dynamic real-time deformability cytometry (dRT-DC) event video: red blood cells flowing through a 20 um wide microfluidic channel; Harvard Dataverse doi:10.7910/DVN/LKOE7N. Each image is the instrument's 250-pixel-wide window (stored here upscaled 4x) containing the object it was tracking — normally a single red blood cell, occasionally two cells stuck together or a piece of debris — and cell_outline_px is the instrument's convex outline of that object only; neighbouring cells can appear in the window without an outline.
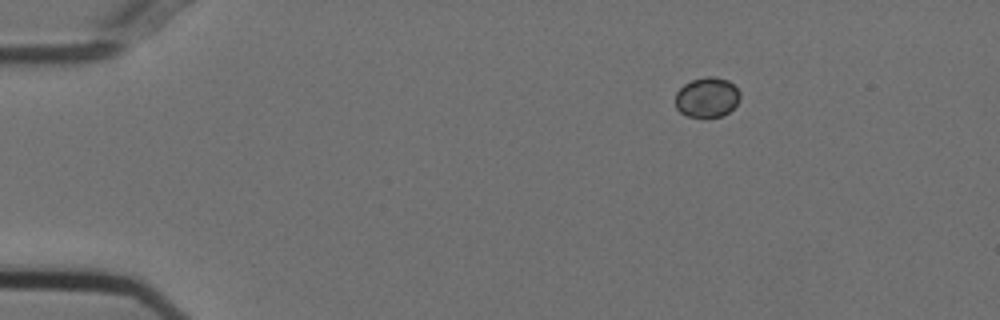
{"species": "Egyptian fruit bat (a non-hibernating species)", "species_latin": "Rousettus aegyptiacus", "temperature_condition": "cold", "stored_images_in_passage": 47, "camera_frame_rate_fps": 3000, "um_per_image_px": 0.085, "animal": {"sex": "female"}, "frame": {"image": 1, "passage_image": 1, "time_ms": 0.0, "image_size_px": [1000, 320], "cell_outline_px": [[740, 100], [728, 112], [720, 116], [708, 120], [704, 120], [688, 116], [680, 112], [676, 108], [676, 92], [684, 84], [692, 80], [708, 76], [716, 76], [728, 80], [740, 92]], "centroid_in_image_um": [60.09, 8.31], "position_along_channel_um": 24.9, "area_um2": 15.43}}
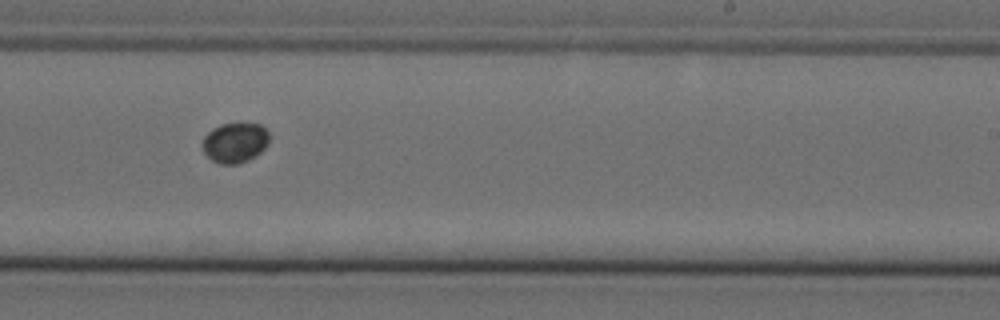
{"frame": {"image": 2, "passage_image": 27, "time_ms": 8.667, "image_size_px": [1000, 320], "cell_outline_px": [[268, 144], [256, 156], [248, 160], [236, 164], [220, 164], [212, 160], [204, 152], [200, 144], [204, 136], [212, 128], [220, 124], [260, 124], [268, 128]], "centroid_in_image_um": [19.96, 12.12], "position_along_channel_um": 269.0, "area_um2": 15.72}}
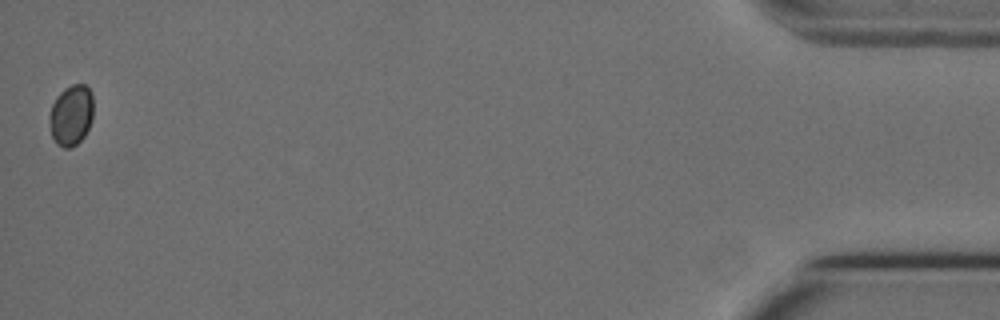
{"frame": {"image": 3, "passage_image": 47, "time_ms": 15.333, "image_size_px": [1000, 320], "cell_outline_px": [[92, 120], [84, 136], [76, 144], [68, 148], [64, 148], [56, 144], [52, 136], [48, 116], [52, 104], [56, 96], [64, 88], [72, 84], [84, 84], [92, 92]], "centroid_in_image_um": [6.03, 9.77], "position_along_channel_um": 429.2, "area_um2": 15.61}}